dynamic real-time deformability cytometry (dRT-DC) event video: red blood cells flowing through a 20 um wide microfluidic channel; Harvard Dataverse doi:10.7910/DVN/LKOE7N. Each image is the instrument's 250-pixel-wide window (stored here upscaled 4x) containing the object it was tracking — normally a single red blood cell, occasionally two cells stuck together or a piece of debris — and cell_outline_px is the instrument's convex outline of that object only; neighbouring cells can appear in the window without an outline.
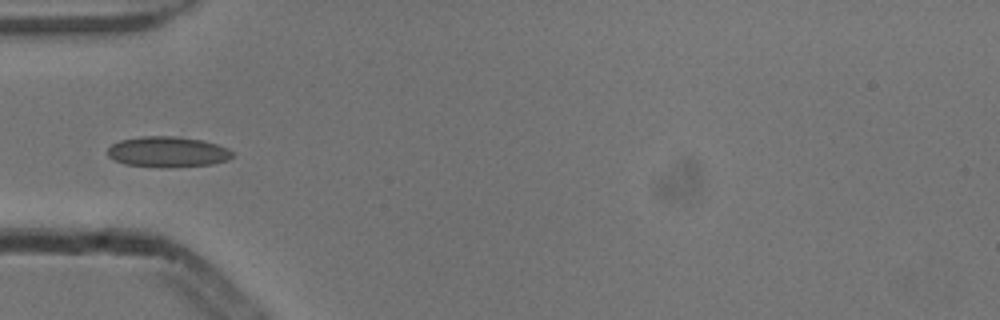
{"species": "common noctule bat (a hibernating species)", "species_latin": "Nyctalus noctula", "temperature_condition": "cold", "stored_images_in_passage": 5, "camera_frame_rate_fps": 3000, "um_per_image_px": 0.085, "animal": {"sex": "male", "body_mass_g": 13.3}, "frame": {"image": 1, "passage_image": 4, "time_ms": 1.0, "image_size_px": [1000, 320], "cell_outline_px": [[232, 156], [228, 160], [212, 164], [168, 168], [160, 168], [124, 164], [112, 160], [108, 156], [108, 148], [112, 144], [120, 140], [144, 136], [176, 136], [200, 140], [216, 144], [228, 148], [232, 152]], "centroid_in_image_um": [14.22, 12.92], "position_along_channel_um": 70.8, "area_um2": 22.43}}
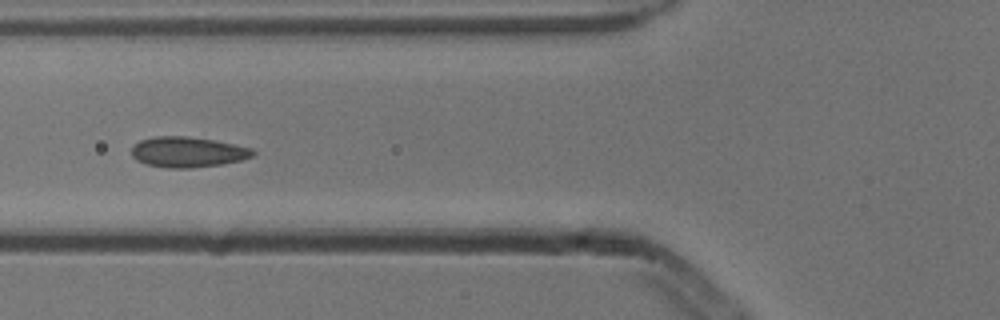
{"frame": {"image": 2, "passage_image": 5, "time_ms": 1.333, "image_size_px": [1000, 320], "cell_outline_px": [[256, 152], [252, 156], [240, 160], [220, 164], [192, 168], [168, 168], [148, 164], [136, 160], [132, 156], [132, 148], [140, 140], [152, 136], [188, 136], [216, 140], [252, 148]], "centroid_in_image_um": [15.95, 12.91], "position_along_channel_um": 109.8, "area_um2": 21.5}}